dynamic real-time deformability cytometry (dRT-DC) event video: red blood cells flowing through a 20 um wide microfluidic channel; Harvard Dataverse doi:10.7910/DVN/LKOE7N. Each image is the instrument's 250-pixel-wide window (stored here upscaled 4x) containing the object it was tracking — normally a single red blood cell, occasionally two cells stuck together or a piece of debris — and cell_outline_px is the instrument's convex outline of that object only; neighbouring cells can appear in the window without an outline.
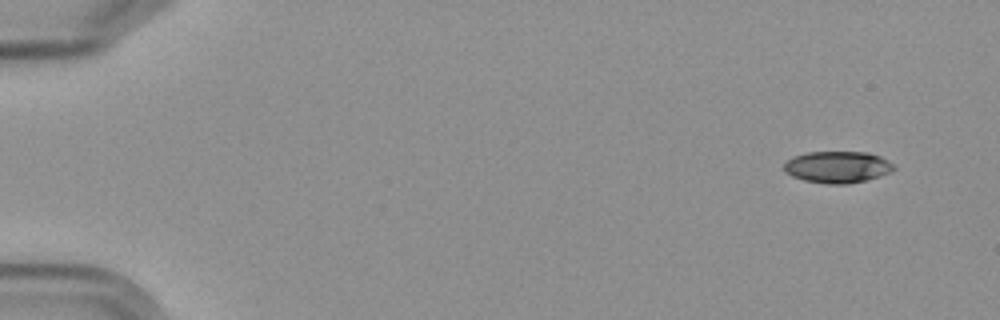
{"species": "Egyptian fruit bat (a non-hibernating species)", "species_latin": "Rousettus aegyptiacus", "temperature_condition": "cold", "stored_images_in_passage": 5, "camera_frame_rate_fps": 3000, "um_per_image_px": 0.085, "frame": {"image": 1, "passage_image": 1, "time_ms": 0.0, "image_size_px": [1000, 320], "cell_outline_px": [[896, 168], [892, 172], [868, 180], [848, 184], [828, 184], [804, 180], [792, 176], [784, 172], [784, 164], [792, 156], [808, 152], [868, 152], [880, 156], [888, 160]], "centroid_in_image_um": [71.2, 14.2], "position_along_channel_um": 13.8, "area_um2": 20.46}}